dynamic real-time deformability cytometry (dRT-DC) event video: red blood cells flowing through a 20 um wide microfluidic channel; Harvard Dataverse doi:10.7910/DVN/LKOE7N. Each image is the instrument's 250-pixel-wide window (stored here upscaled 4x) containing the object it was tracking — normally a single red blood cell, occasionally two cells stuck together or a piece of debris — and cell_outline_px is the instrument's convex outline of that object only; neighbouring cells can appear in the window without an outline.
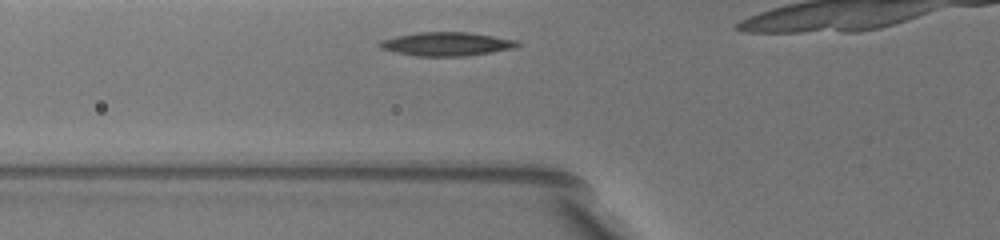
{"species": "common noctule bat (a hibernating species)", "species_latin": "Nyctalus noctula", "temperature_condition": "warm", "stored_images_in_passage": 7, "camera_frame_rate_fps": 3000, "um_per_image_px": 0.085, "animal": {"sex": "female", "body_mass_g": 19.5, "forearm_length_mm": 54.1}, "frame": {"image": 1, "passage_image": 2, "time_ms": 0.333, "image_size_px": [1000, 240], "cell_outline_px": [[520, 44], [512, 48], [464, 56], [416, 56], [396, 52], [380, 48], [376, 44], [380, 40], [396, 36], [416, 32], [468, 32], [516, 40]], "centroid_in_image_um": [37.87, 3.73], "position_along_channel_um": 87.9, "area_um2": 18.79}}
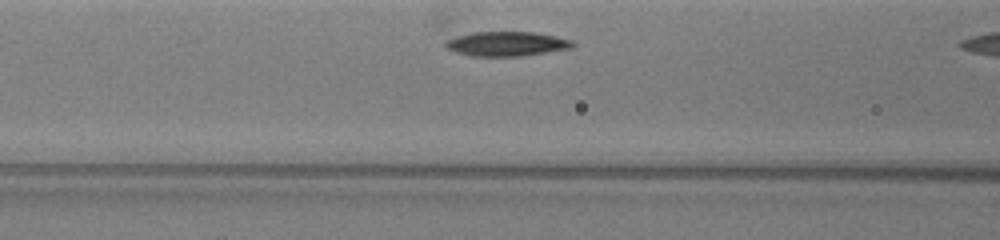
{"frame": {"image": 2, "passage_image": 5, "time_ms": 1.333, "image_size_px": [1000, 240], "cell_outline_px": [[576, 44], [572, 48], [520, 56], [472, 56], [456, 52], [448, 48], [444, 44], [444, 40], [456, 36], [472, 32], [532, 32], [556, 36], [572, 40]], "centroid_in_image_um": [43.06, 3.72], "position_along_channel_um": 123.5, "area_um2": 18.15}}